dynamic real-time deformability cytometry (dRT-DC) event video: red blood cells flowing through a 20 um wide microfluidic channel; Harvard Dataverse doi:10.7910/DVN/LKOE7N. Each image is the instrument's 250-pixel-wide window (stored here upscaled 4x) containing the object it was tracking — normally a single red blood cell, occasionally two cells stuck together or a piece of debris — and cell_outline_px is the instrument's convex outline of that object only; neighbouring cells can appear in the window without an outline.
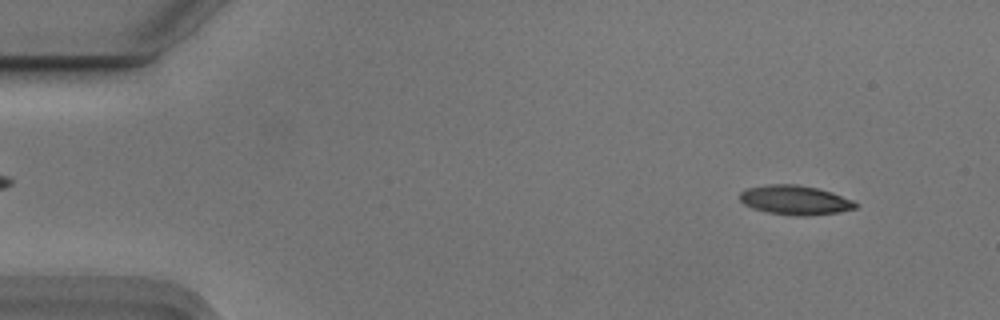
{"species": "Egyptian fruit bat (a non-hibernating species)", "species_latin": "Rousettus aegyptiacus", "temperature_condition": "cold", "stored_images_in_passage": 13, "camera_frame_rate_fps": 3000, "um_per_image_px": 0.085, "animal": {"sex": "male"}, "frame": {"image": 1, "passage_image": 5, "time_ms": 1.333, "image_size_px": [1000, 320], "cell_outline_px": [[856, 208], [836, 212], [808, 216], [800, 216], [768, 212], [752, 208], [744, 204], [740, 200], [740, 192], [748, 188], [768, 184], [796, 184], [816, 188], [832, 192], [852, 200], [856, 204]], "centroid_in_image_um": [67.55, 17.0], "position_along_channel_um": 17.5, "area_um2": 19.54}}